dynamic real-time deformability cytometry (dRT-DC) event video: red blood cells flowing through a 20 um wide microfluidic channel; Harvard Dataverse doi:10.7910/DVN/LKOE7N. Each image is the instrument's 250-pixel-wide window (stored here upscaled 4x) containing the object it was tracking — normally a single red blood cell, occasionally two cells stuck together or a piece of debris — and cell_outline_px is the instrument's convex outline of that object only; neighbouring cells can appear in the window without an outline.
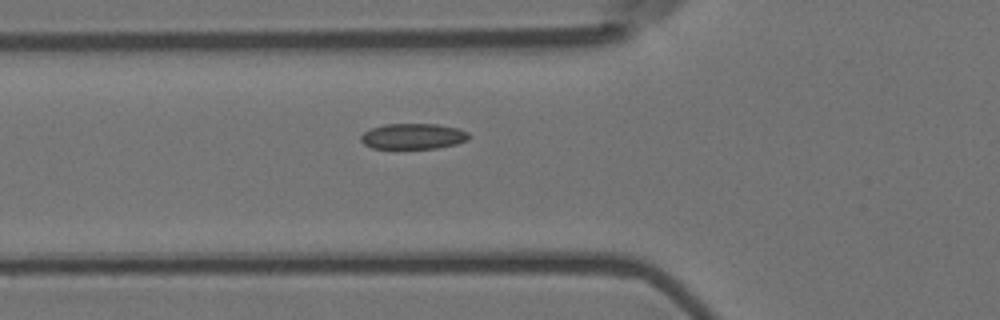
{"species": "Egyptian fruit bat (a non-hibernating species)", "species_latin": "Rousettus aegyptiacus", "temperature_condition": "room temperature", "stored_images_in_passage": 42, "camera_frame_rate_fps": 3000, "um_per_image_px": 0.085, "animal": {"sex": "female"}, "frame": {"image": 1, "passage_image": 9, "time_ms": 2.667, "image_size_px": [1000, 320], "cell_outline_px": [[472, 136], [468, 140], [456, 144], [436, 148], [372, 148], [364, 144], [360, 140], [360, 136], [368, 128], [384, 124], [436, 124], [456, 128], [468, 132]], "centroid_in_image_um": [35.1, 11.58], "position_along_channel_um": 90.7, "area_um2": 16.24}}
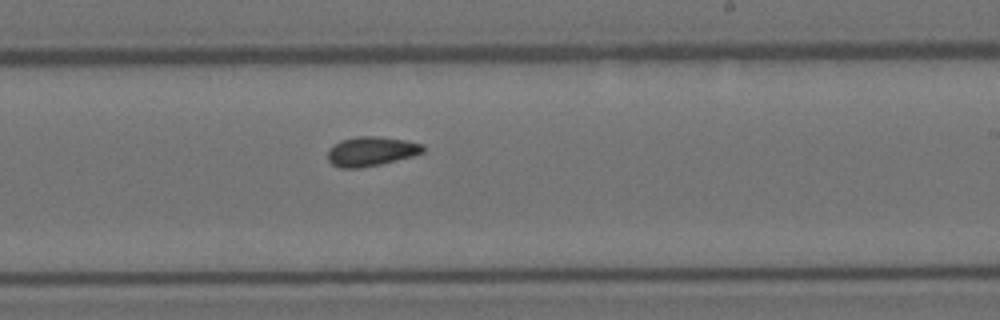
{"frame": {"image": 2, "passage_image": 23, "time_ms": 7.333, "image_size_px": [1000, 320], "cell_outline_px": [[424, 152], [412, 156], [380, 164], [360, 168], [340, 168], [332, 164], [328, 160], [328, 148], [340, 140], [356, 136], [376, 136], [404, 140], [424, 144]], "centroid_in_image_um": [31.52, 12.86], "position_along_channel_um": 257.5, "area_um2": 16.36}}
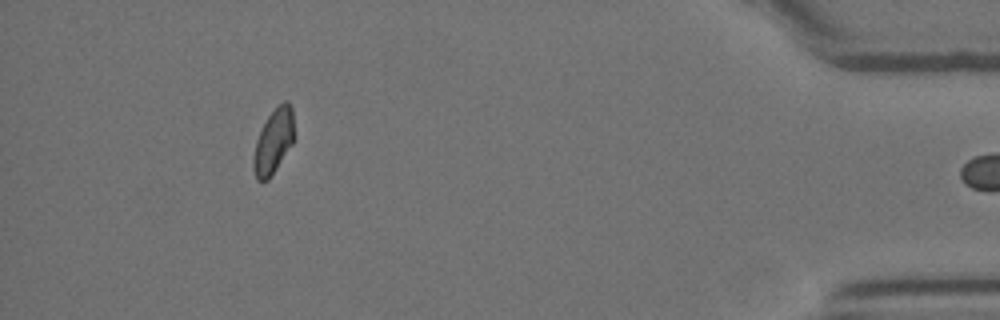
{"frame": {"image": 3, "passage_image": 41, "time_ms": 13.333, "image_size_px": [1000, 320], "cell_outline_px": [[292, 144], [268, 180], [256, 180], [252, 168], [252, 160], [256, 140], [268, 116], [284, 100], [288, 100], [292, 108]], "centroid_in_image_um": [23.21, 12.04], "position_along_channel_um": 412.0, "area_um2": 14.91}}